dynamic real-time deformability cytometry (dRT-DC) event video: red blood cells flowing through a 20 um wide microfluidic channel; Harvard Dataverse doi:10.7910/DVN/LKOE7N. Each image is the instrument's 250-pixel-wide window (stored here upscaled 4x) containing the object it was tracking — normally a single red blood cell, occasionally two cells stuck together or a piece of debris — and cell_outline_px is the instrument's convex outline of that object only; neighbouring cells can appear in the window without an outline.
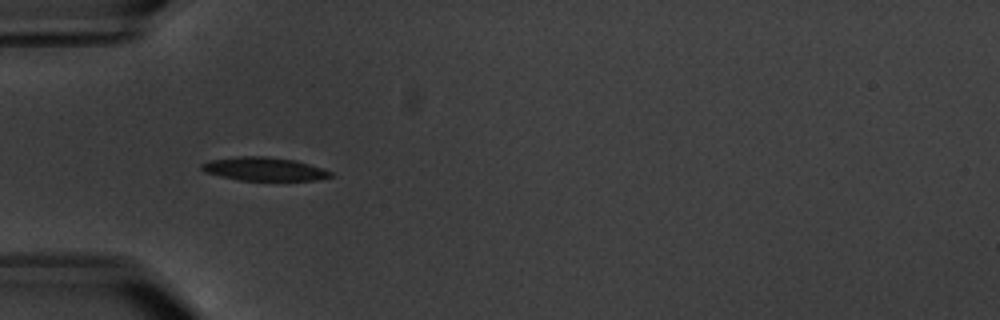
{"species": "common noctule bat (a hibernating species)", "species_latin": "Nyctalus noctula", "temperature_condition": "warm", "stored_images_in_passage": 5, "camera_frame_rate_fps": 3000, "um_per_image_px": 0.085, "animal": {"sex": "male", "body_mass_g": 20.1, "forearm_length_mm": 53.5}, "frame": {"image": 1, "passage_image": 4, "time_ms": 4.333, "image_size_px": [1000, 320], "cell_outline_px": [[332, 176], [316, 180], [240, 180], [220, 176], [204, 172], [200, 168], [200, 164], [208, 160], [236, 156], [268, 156], [296, 160], [324, 168], [332, 172]], "centroid_in_image_um": [22.43, 14.35], "position_along_channel_um": 62.6, "area_um2": 17.8}}